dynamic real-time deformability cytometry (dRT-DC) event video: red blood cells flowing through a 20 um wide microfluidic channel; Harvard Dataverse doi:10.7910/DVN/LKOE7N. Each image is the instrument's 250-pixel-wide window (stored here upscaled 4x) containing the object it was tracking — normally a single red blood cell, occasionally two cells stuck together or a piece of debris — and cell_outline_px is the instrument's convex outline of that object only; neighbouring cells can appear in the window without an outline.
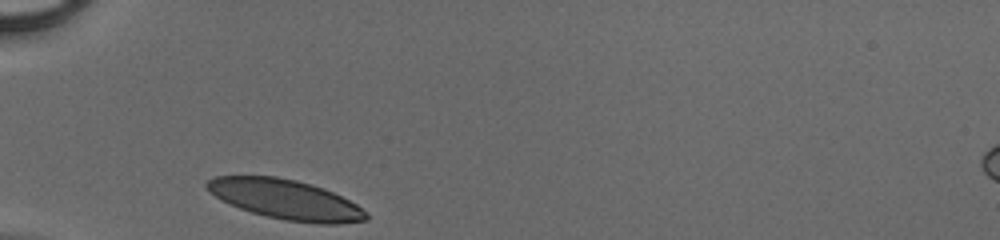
{"species": "human", "species_latin": "Homo sapiens", "temperature_condition": "cold", "stored_images_in_passage": 25, "camera_frame_rate_fps": 3000, "um_per_image_px": 0.085, "donor": {"sex": "male"}, "frame": {"image": 1, "passage_image": 1, "time_ms": 0.0, "image_size_px": [1000, 240], "cell_outline_px": [[368, 220], [336, 224], [320, 224], [284, 220], [252, 212], [240, 208], [216, 196], [204, 184], [212, 176], [276, 176], [296, 180], [324, 188], [356, 204], [368, 216]], "centroid_in_image_um": [24.29, 16.95], "position_along_channel_um": 60.7, "area_um2": 36.36}}
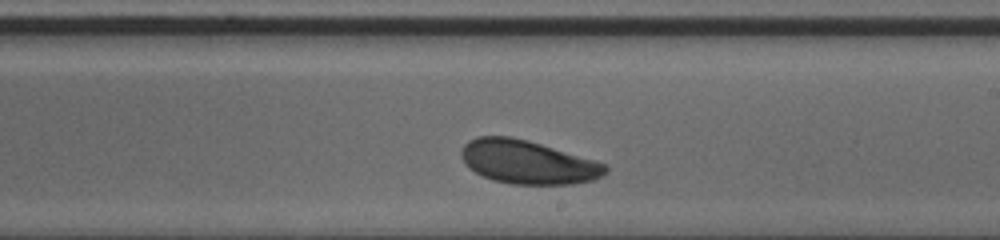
{"frame": {"image": 2, "passage_image": 15, "time_ms": 4.667, "image_size_px": [1000, 240], "cell_outline_px": [[608, 172], [592, 180], [572, 184], [512, 184], [492, 180], [476, 172], [460, 156], [460, 152], [464, 144], [468, 140], [476, 136], [512, 136], [528, 140], [596, 160], [604, 164], [608, 168]], "centroid_in_image_um": [44.86, 13.76], "position_along_channel_um": 244.1, "area_um2": 36.47}}
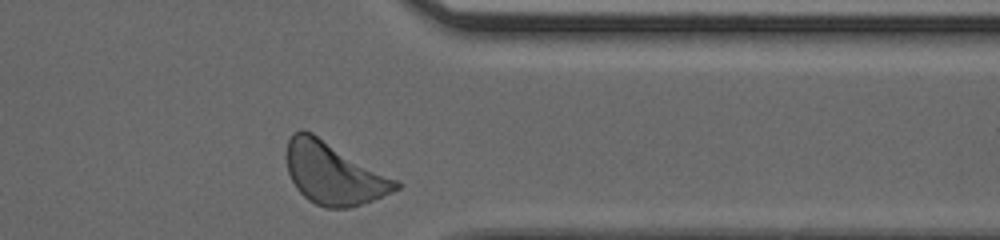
{"frame": {"image": 3, "passage_image": 25, "time_ms": 8.0, "image_size_px": [1000, 240], "cell_outline_px": [[400, 188], [392, 192], [372, 200], [348, 208], [324, 208], [308, 200], [296, 188], [288, 172], [284, 156], [288, 140], [292, 132], [300, 128], [304, 128], [312, 132], [400, 180]], "centroid_in_image_um": [28.34, 14.7], "position_along_channel_um": 383.1, "area_um2": 40.17}}